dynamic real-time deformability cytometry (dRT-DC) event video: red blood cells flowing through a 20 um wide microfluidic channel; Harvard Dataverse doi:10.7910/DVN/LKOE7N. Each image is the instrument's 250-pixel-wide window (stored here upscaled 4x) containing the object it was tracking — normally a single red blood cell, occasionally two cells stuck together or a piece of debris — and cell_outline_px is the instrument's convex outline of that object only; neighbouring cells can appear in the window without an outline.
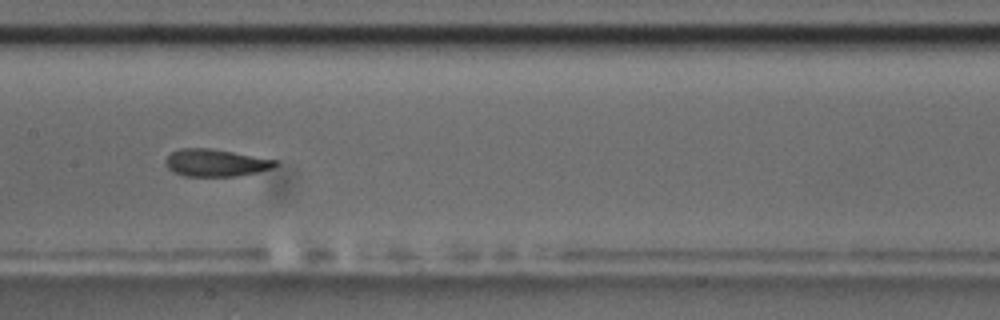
{"species": "common noctule bat (a hibernating species)", "species_latin": "Nyctalus noctula", "temperature_condition": "room temperature", "stored_images_in_passage": 12, "camera_frame_rate_fps": 3000, "um_per_image_px": 0.085, "animal": {"sex": "male", "body_mass_g": 17.5, "forearm_length_mm": 52.3}, "frame": {"image": 1, "passage_image": 9, "time_ms": 9.333, "image_size_px": [1000, 320], "cell_outline_px": [[280, 164], [272, 168], [256, 172], [236, 176], [184, 176], [172, 172], [164, 164], [164, 160], [172, 152], [180, 148], [212, 148], [276, 160]], "centroid_in_image_um": [18.3, 13.84], "position_along_channel_um": 189.1, "area_um2": 17.51}}
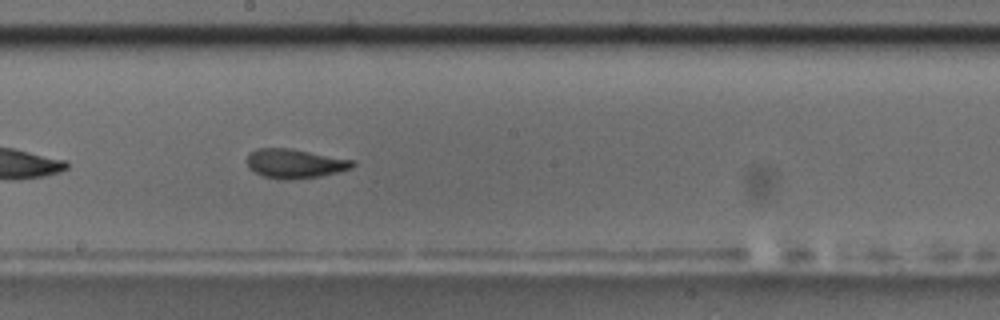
{"frame": {"image": 2, "passage_image": 10, "time_ms": 10.333, "image_size_px": [1000, 320], "cell_outline_px": [[356, 164], [352, 168], [340, 172], [320, 176], [292, 180], [276, 180], [264, 176], [248, 168], [248, 152], [256, 148], [292, 148], [356, 160]], "centroid_in_image_um": [25.1, 13.9], "position_along_channel_um": 223.1, "area_um2": 18.44}}